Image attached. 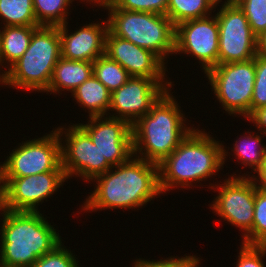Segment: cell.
I'll return each mask as SVG.
<instances>
[{
	"label": "cell",
	"mask_w": 266,
	"mask_h": 267,
	"mask_svg": "<svg viewBox=\"0 0 266 267\" xmlns=\"http://www.w3.org/2000/svg\"><path fill=\"white\" fill-rule=\"evenodd\" d=\"M222 1L218 0H169L166 16L174 26L192 20L210 16L213 9Z\"/></svg>",
	"instance_id": "cell-21"
},
{
	"label": "cell",
	"mask_w": 266,
	"mask_h": 267,
	"mask_svg": "<svg viewBox=\"0 0 266 267\" xmlns=\"http://www.w3.org/2000/svg\"><path fill=\"white\" fill-rule=\"evenodd\" d=\"M219 25L216 16L184 21L175 26V54H190L206 74L218 65Z\"/></svg>",
	"instance_id": "cell-13"
},
{
	"label": "cell",
	"mask_w": 266,
	"mask_h": 267,
	"mask_svg": "<svg viewBox=\"0 0 266 267\" xmlns=\"http://www.w3.org/2000/svg\"><path fill=\"white\" fill-rule=\"evenodd\" d=\"M244 138H239V141H235L234 148H231L234 154L238 156V159L243 165L253 167V171L256 173L263 165L264 156L266 153V145H261V137L258 134L255 136L251 132ZM252 134V135H251ZM243 140V141H242Z\"/></svg>",
	"instance_id": "cell-25"
},
{
	"label": "cell",
	"mask_w": 266,
	"mask_h": 267,
	"mask_svg": "<svg viewBox=\"0 0 266 267\" xmlns=\"http://www.w3.org/2000/svg\"><path fill=\"white\" fill-rule=\"evenodd\" d=\"M105 55L118 62L130 76L152 78L157 83H172L164 78L166 63L156 54L113 35L109 30L106 34Z\"/></svg>",
	"instance_id": "cell-16"
},
{
	"label": "cell",
	"mask_w": 266,
	"mask_h": 267,
	"mask_svg": "<svg viewBox=\"0 0 266 267\" xmlns=\"http://www.w3.org/2000/svg\"><path fill=\"white\" fill-rule=\"evenodd\" d=\"M256 173L258 178L255 175H252V178L255 181L257 188L259 190L266 191V153L264 156L263 165Z\"/></svg>",
	"instance_id": "cell-34"
},
{
	"label": "cell",
	"mask_w": 266,
	"mask_h": 267,
	"mask_svg": "<svg viewBox=\"0 0 266 267\" xmlns=\"http://www.w3.org/2000/svg\"><path fill=\"white\" fill-rule=\"evenodd\" d=\"M232 175L218 187L219 195L212 201V209L225 221L242 229L243 238L252 230L256 183L252 176ZM219 188V189H218Z\"/></svg>",
	"instance_id": "cell-12"
},
{
	"label": "cell",
	"mask_w": 266,
	"mask_h": 267,
	"mask_svg": "<svg viewBox=\"0 0 266 267\" xmlns=\"http://www.w3.org/2000/svg\"><path fill=\"white\" fill-rule=\"evenodd\" d=\"M228 152L204 131L193 129L179 146L158 164L161 193L178 186H192L223 167ZM170 188V189H169Z\"/></svg>",
	"instance_id": "cell-3"
},
{
	"label": "cell",
	"mask_w": 266,
	"mask_h": 267,
	"mask_svg": "<svg viewBox=\"0 0 266 267\" xmlns=\"http://www.w3.org/2000/svg\"><path fill=\"white\" fill-rule=\"evenodd\" d=\"M3 211L0 266L30 267L62 243L56 229L39 211Z\"/></svg>",
	"instance_id": "cell-2"
},
{
	"label": "cell",
	"mask_w": 266,
	"mask_h": 267,
	"mask_svg": "<svg viewBox=\"0 0 266 267\" xmlns=\"http://www.w3.org/2000/svg\"><path fill=\"white\" fill-rule=\"evenodd\" d=\"M64 129V127H58L56 131L60 137L64 133L66 138L64 140L66 143H61V157L67 179L75 174L90 182L113 168L78 124L71 125L63 131Z\"/></svg>",
	"instance_id": "cell-11"
},
{
	"label": "cell",
	"mask_w": 266,
	"mask_h": 267,
	"mask_svg": "<svg viewBox=\"0 0 266 267\" xmlns=\"http://www.w3.org/2000/svg\"><path fill=\"white\" fill-rule=\"evenodd\" d=\"M215 13L219 25L218 64L247 61L257 55L256 38L244 11L234 0H226Z\"/></svg>",
	"instance_id": "cell-9"
},
{
	"label": "cell",
	"mask_w": 266,
	"mask_h": 267,
	"mask_svg": "<svg viewBox=\"0 0 266 267\" xmlns=\"http://www.w3.org/2000/svg\"><path fill=\"white\" fill-rule=\"evenodd\" d=\"M0 17L5 26H39L33 0H0Z\"/></svg>",
	"instance_id": "cell-22"
},
{
	"label": "cell",
	"mask_w": 266,
	"mask_h": 267,
	"mask_svg": "<svg viewBox=\"0 0 266 267\" xmlns=\"http://www.w3.org/2000/svg\"><path fill=\"white\" fill-rule=\"evenodd\" d=\"M266 245H241L236 267H265Z\"/></svg>",
	"instance_id": "cell-31"
},
{
	"label": "cell",
	"mask_w": 266,
	"mask_h": 267,
	"mask_svg": "<svg viewBox=\"0 0 266 267\" xmlns=\"http://www.w3.org/2000/svg\"><path fill=\"white\" fill-rule=\"evenodd\" d=\"M66 22L59 26L61 56L69 60L93 62L105 54L108 22L84 25L74 33L68 34ZM103 25V26H102Z\"/></svg>",
	"instance_id": "cell-17"
},
{
	"label": "cell",
	"mask_w": 266,
	"mask_h": 267,
	"mask_svg": "<svg viewBox=\"0 0 266 267\" xmlns=\"http://www.w3.org/2000/svg\"><path fill=\"white\" fill-rule=\"evenodd\" d=\"M169 91L131 126L134 156L156 164L169 156L194 129L184 124L186 118Z\"/></svg>",
	"instance_id": "cell-4"
},
{
	"label": "cell",
	"mask_w": 266,
	"mask_h": 267,
	"mask_svg": "<svg viewBox=\"0 0 266 267\" xmlns=\"http://www.w3.org/2000/svg\"><path fill=\"white\" fill-rule=\"evenodd\" d=\"M196 258V256L192 255V256H186L185 257H181V258H176V257H170L167 259H160L159 261H150V260H135V264L134 267H187L194 259Z\"/></svg>",
	"instance_id": "cell-32"
},
{
	"label": "cell",
	"mask_w": 266,
	"mask_h": 267,
	"mask_svg": "<svg viewBox=\"0 0 266 267\" xmlns=\"http://www.w3.org/2000/svg\"><path fill=\"white\" fill-rule=\"evenodd\" d=\"M41 138L22 142L0 165V177H26L47 171L63 170L62 137L56 129Z\"/></svg>",
	"instance_id": "cell-8"
},
{
	"label": "cell",
	"mask_w": 266,
	"mask_h": 267,
	"mask_svg": "<svg viewBox=\"0 0 266 267\" xmlns=\"http://www.w3.org/2000/svg\"><path fill=\"white\" fill-rule=\"evenodd\" d=\"M252 121L255 123V126H257V129H264L263 130V136L266 135V106L258 108L255 110L248 118L247 120Z\"/></svg>",
	"instance_id": "cell-33"
},
{
	"label": "cell",
	"mask_w": 266,
	"mask_h": 267,
	"mask_svg": "<svg viewBox=\"0 0 266 267\" xmlns=\"http://www.w3.org/2000/svg\"><path fill=\"white\" fill-rule=\"evenodd\" d=\"M134 157L94 178L96 189L83 210L139 208L160 196L158 164Z\"/></svg>",
	"instance_id": "cell-1"
},
{
	"label": "cell",
	"mask_w": 266,
	"mask_h": 267,
	"mask_svg": "<svg viewBox=\"0 0 266 267\" xmlns=\"http://www.w3.org/2000/svg\"><path fill=\"white\" fill-rule=\"evenodd\" d=\"M39 26H5L0 30V65L8 67L16 62L27 50L33 31Z\"/></svg>",
	"instance_id": "cell-20"
},
{
	"label": "cell",
	"mask_w": 266,
	"mask_h": 267,
	"mask_svg": "<svg viewBox=\"0 0 266 267\" xmlns=\"http://www.w3.org/2000/svg\"><path fill=\"white\" fill-rule=\"evenodd\" d=\"M59 26H39L33 31L29 47L24 54L0 75V84L46 91L54 67L61 58Z\"/></svg>",
	"instance_id": "cell-5"
},
{
	"label": "cell",
	"mask_w": 266,
	"mask_h": 267,
	"mask_svg": "<svg viewBox=\"0 0 266 267\" xmlns=\"http://www.w3.org/2000/svg\"><path fill=\"white\" fill-rule=\"evenodd\" d=\"M241 243L247 245H266V191L259 190L257 186L253 227Z\"/></svg>",
	"instance_id": "cell-26"
},
{
	"label": "cell",
	"mask_w": 266,
	"mask_h": 267,
	"mask_svg": "<svg viewBox=\"0 0 266 267\" xmlns=\"http://www.w3.org/2000/svg\"><path fill=\"white\" fill-rule=\"evenodd\" d=\"M199 261H200V259H199V257H197L187 267H198Z\"/></svg>",
	"instance_id": "cell-37"
},
{
	"label": "cell",
	"mask_w": 266,
	"mask_h": 267,
	"mask_svg": "<svg viewBox=\"0 0 266 267\" xmlns=\"http://www.w3.org/2000/svg\"><path fill=\"white\" fill-rule=\"evenodd\" d=\"M169 0H113L103 8H119L128 11L150 12L166 15Z\"/></svg>",
	"instance_id": "cell-28"
},
{
	"label": "cell",
	"mask_w": 266,
	"mask_h": 267,
	"mask_svg": "<svg viewBox=\"0 0 266 267\" xmlns=\"http://www.w3.org/2000/svg\"><path fill=\"white\" fill-rule=\"evenodd\" d=\"M172 86V83H157L152 78L131 76L126 83L111 93L109 111L117 113L110 117L125 120L132 126L147 114Z\"/></svg>",
	"instance_id": "cell-14"
},
{
	"label": "cell",
	"mask_w": 266,
	"mask_h": 267,
	"mask_svg": "<svg viewBox=\"0 0 266 267\" xmlns=\"http://www.w3.org/2000/svg\"><path fill=\"white\" fill-rule=\"evenodd\" d=\"M93 74V62L69 60L61 57L54 67L52 79L45 92L71 93Z\"/></svg>",
	"instance_id": "cell-18"
},
{
	"label": "cell",
	"mask_w": 266,
	"mask_h": 267,
	"mask_svg": "<svg viewBox=\"0 0 266 267\" xmlns=\"http://www.w3.org/2000/svg\"><path fill=\"white\" fill-rule=\"evenodd\" d=\"M72 95L83 109H88L89 117L108 115L111 92L94 74L78 86Z\"/></svg>",
	"instance_id": "cell-19"
},
{
	"label": "cell",
	"mask_w": 266,
	"mask_h": 267,
	"mask_svg": "<svg viewBox=\"0 0 266 267\" xmlns=\"http://www.w3.org/2000/svg\"><path fill=\"white\" fill-rule=\"evenodd\" d=\"M78 125L113 168L134 156L131 125L127 121L110 116H93L89 117L87 124Z\"/></svg>",
	"instance_id": "cell-15"
},
{
	"label": "cell",
	"mask_w": 266,
	"mask_h": 267,
	"mask_svg": "<svg viewBox=\"0 0 266 267\" xmlns=\"http://www.w3.org/2000/svg\"><path fill=\"white\" fill-rule=\"evenodd\" d=\"M257 55L266 57V30L261 32L256 38Z\"/></svg>",
	"instance_id": "cell-35"
},
{
	"label": "cell",
	"mask_w": 266,
	"mask_h": 267,
	"mask_svg": "<svg viewBox=\"0 0 266 267\" xmlns=\"http://www.w3.org/2000/svg\"><path fill=\"white\" fill-rule=\"evenodd\" d=\"M73 253L65 248L62 243L53 251L46 253L30 267H79Z\"/></svg>",
	"instance_id": "cell-30"
},
{
	"label": "cell",
	"mask_w": 266,
	"mask_h": 267,
	"mask_svg": "<svg viewBox=\"0 0 266 267\" xmlns=\"http://www.w3.org/2000/svg\"><path fill=\"white\" fill-rule=\"evenodd\" d=\"M93 74L111 93L131 77L118 62L105 54L93 61Z\"/></svg>",
	"instance_id": "cell-24"
},
{
	"label": "cell",
	"mask_w": 266,
	"mask_h": 267,
	"mask_svg": "<svg viewBox=\"0 0 266 267\" xmlns=\"http://www.w3.org/2000/svg\"><path fill=\"white\" fill-rule=\"evenodd\" d=\"M244 11L253 33L266 30V0H234Z\"/></svg>",
	"instance_id": "cell-27"
},
{
	"label": "cell",
	"mask_w": 266,
	"mask_h": 267,
	"mask_svg": "<svg viewBox=\"0 0 266 267\" xmlns=\"http://www.w3.org/2000/svg\"><path fill=\"white\" fill-rule=\"evenodd\" d=\"M266 106V57L255 56V81L251 101V114Z\"/></svg>",
	"instance_id": "cell-29"
},
{
	"label": "cell",
	"mask_w": 266,
	"mask_h": 267,
	"mask_svg": "<svg viewBox=\"0 0 266 267\" xmlns=\"http://www.w3.org/2000/svg\"><path fill=\"white\" fill-rule=\"evenodd\" d=\"M105 9L109 10L108 30L113 35L152 51L163 62L169 54H174L175 26L166 15Z\"/></svg>",
	"instance_id": "cell-6"
},
{
	"label": "cell",
	"mask_w": 266,
	"mask_h": 267,
	"mask_svg": "<svg viewBox=\"0 0 266 267\" xmlns=\"http://www.w3.org/2000/svg\"><path fill=\"white\" fill-rule=\"evenodd\" d=\"M93 1H94V5H96L95 3H97V4H99L98 6L103 7V6L111 3L113 0H86V3L87 2L92 3Z\"/></svg>",
	"instance_id": "cell-36"
},
{
	"label": "cell",
	"mask_w": 266,
	"mask_h": 267,
	"mask_svg": "<svg viewBox=\"0 0 266 267\" xmlns=\"http://www.w3.org/2000/svg\"><path fill=\"white\" fill-rule=\"evenodd\" d=\"M66 179L64 170L26 177H0V206L12 211H39V203L52 196Z\"/></svg>",
	"instance_id": "cell-10"
},
{
	"label": "cell",
	"mask_w": 266,
	"mask_h": 267,
	"mask_svg": "<svg viewBox=\"0 0 266 267\" xmlns=\"http://www.w3.org/2000/svg\"><path fill=\"white\" fill-rule=\"evenodd\" d=\"M74 0H33L35 18L39 26H61L68 18V5ZM86 1V0H82ZM67 17V18H66Z\"/></svg>",
	"instance_id": "cell-23"
},
{
	"label": "cell",
	"mask_w": 266,
	"mask_h": 267,
	"mask_svg": "<svg viewBox=\"0 0 266 267\" xmlns=\"http://www.w3.org/2000/svg\"><path fill=\"white\" fill-rule=\"evenodd\" d=\"M206 76L215 96L228 114L245 118L251 115V101L255 81V58L218 64Z\"/></svg>",
	"instance_id": "cell-7"
}]
</instances>
